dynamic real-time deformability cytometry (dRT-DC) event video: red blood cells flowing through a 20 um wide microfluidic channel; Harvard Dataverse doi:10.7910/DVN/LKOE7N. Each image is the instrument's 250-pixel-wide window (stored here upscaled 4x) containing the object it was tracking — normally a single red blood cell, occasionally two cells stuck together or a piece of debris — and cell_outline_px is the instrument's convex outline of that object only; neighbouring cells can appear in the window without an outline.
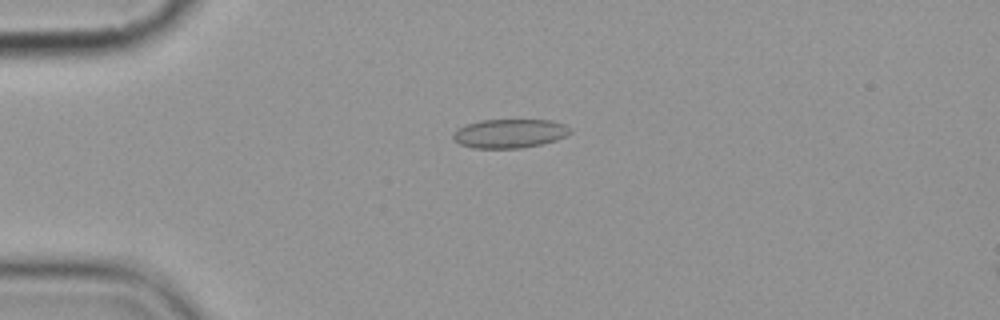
{"species": "common noctule bat (a hibernating species)", "species_latin": "Nyctalus noctula", "temperature_condition": "cold", "stored_images_in_passage": 6, "camera_frame_rate_fps": 3000, "um_per_image_px": 0.085, "animal": {"sex": "female", "body_mass_g": 19.9}, "frame": {"image": 1, "passage_image": 4, "time_ms": 3.333, "image_size_px": [1000, 320], "cell_outline_px": [[572, 132], [568, 136], [556, 140], [540, 144], [520, 148], [472, 148], [460, 144], [452, 140], [452, 132], [456, 128], [464, 124], [480, 120], [552, 120], [564, 124], [572, 128]], "centroid_in_image_um": [43.29, 11.34], "position_along_channel_um": 41.7, "area_um2": 20.11}}
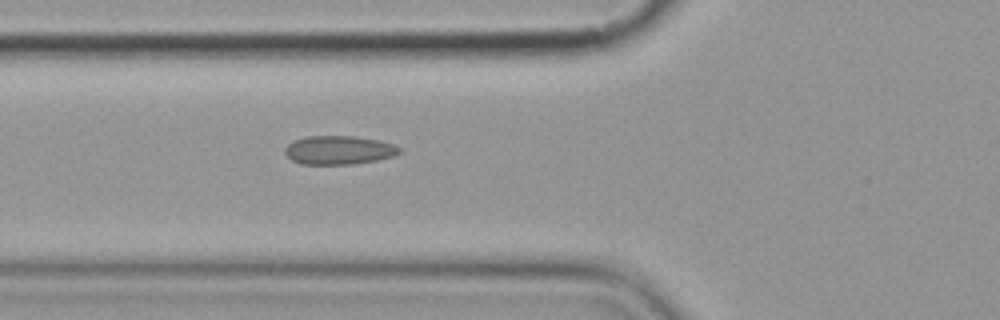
{"frame": {"image": 2, "passage_image": 6, "time_ms": 5.667, "image_size_px": [1000, 320], "cell_outline_px": [[404, 152], [396, 156], [376, 160], [352, 164], [300, 164], [292, 160], [284, 152], [284, 148], [288, 144], [304, 136], [356, 136], [380, 140], [392, 144], [400, 148]], "centroid_in_image_um": [28.84, 12.75], "position_along_channel_um": 97.0, "area_um2": 19.31}}